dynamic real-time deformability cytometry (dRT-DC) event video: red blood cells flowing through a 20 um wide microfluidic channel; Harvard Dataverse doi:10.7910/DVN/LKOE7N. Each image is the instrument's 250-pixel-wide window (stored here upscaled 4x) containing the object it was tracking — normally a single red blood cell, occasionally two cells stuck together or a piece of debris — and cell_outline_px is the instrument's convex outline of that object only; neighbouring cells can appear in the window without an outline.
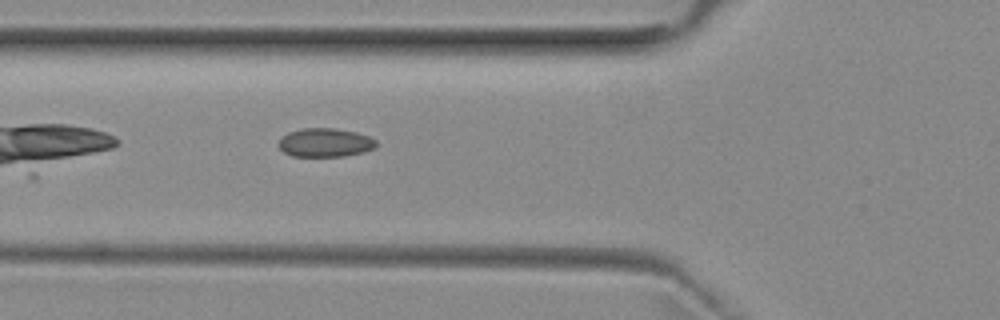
{"species": "common noctule bat (a hibernating species)", "species_latin": "Nyctalus noctula", "temperature_condition": "room temperature", "stored_images_in_passage": 15, "camera_frame_rate_fps": 3000, "um_per_image_px": 0.085, "animal": {"sex": "female", "body_mass_g": 29.2, "forearm_length_mm": 56.3}, "frame": {"image": 1, "passage_image": 5, "time_ms": 1.333, "image_size_px": [1000, 320], "cell_outline_px": [[376, 148], [364, 152], [344, 156], [292, 156], [284, 152], [280, 148], [280, 136], [288, 132], [304, 128], [336, 128], [356, 132], [368, 136], [376, 140]], "centroid_in_image_um": [27.65, 12.11], "position_along_channel_um": 98.1, "area_um2": 16.36}}
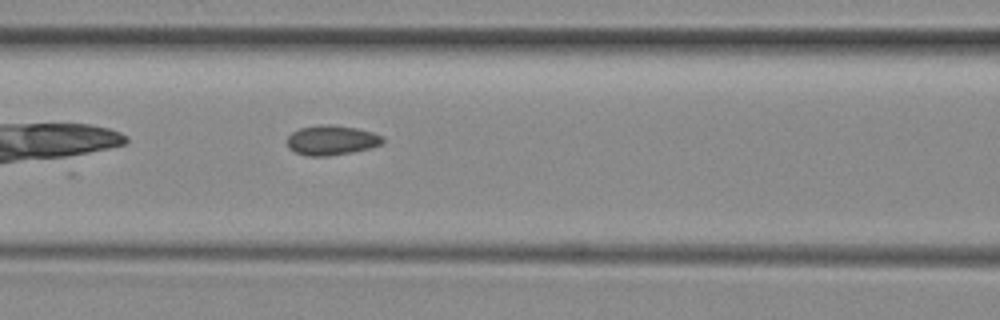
{"frame": {"image": 2, "passage_image": 8, "time_ms": 2.333, "image_size_px": [1000, 320], "cell_outline_px": [[384, 144], [372, 148], [352, 152], [328, 156], [304, 156], [288, 148], [288, 136], [292, 132], [300, 128], [320, 124], [332, 124], [356, 128], [372, 132], [384, 136]], "centroid_in_image_um": [28.21, 11.92], "position_along_channel_um": 138.4, "area_um2": 16.82}}
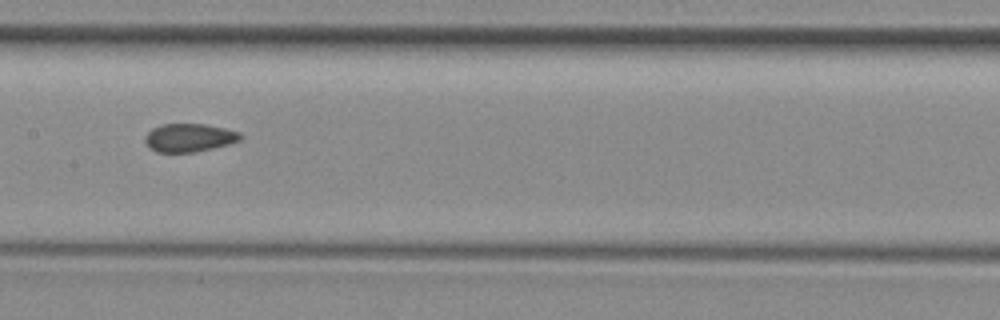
{"frame": {"image": 3, "passage_image": 12, "time_ms": 3.667, "image_size_px": [1000, 320], "cell_outline_px": [[240, 140], [228, 144], [212, 148], [192, 152], [156, 152], [148, 148], [144, 140], [144, 136], [152, 128], [160, 124], [204, 124], [224, 128], [240, 132]], "centroid_in_image_um": [16.02, 11.7], "position_along_channel_um": 191.4, "area_um2": 15.66}}